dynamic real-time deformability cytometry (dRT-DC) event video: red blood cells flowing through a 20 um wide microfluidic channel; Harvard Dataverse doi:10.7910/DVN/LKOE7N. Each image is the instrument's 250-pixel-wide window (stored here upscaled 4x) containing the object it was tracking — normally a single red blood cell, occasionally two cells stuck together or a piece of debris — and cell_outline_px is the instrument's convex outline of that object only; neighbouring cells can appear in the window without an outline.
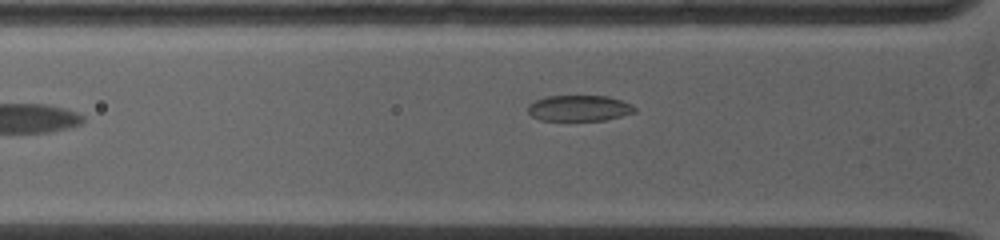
{"species": "common noctule bat (a hibernating species)", "species_latin": "Nyctalus noctula", "temperature_condition": "warm", "stored_images_in_passage": 5, "segment_of_instrument_passage": [2, 2], "camera_frame_rate_fps": 5000, "um_per_image_px": 0.085, "animal": {"sex": "female", "body_mass_g": 19.0, "forearm_length_mm": 53.3}, "frame": {"image": 1, "passage_image": 5, "time_ms": 3.4, "image_size_px": [1000, 240], "cell_outline_px": [[636, 112], [604, 120], [540, 120], [532, 116], [528, 112], [528, 104], [544, 96], [608, 96], [632, 104], [636, 108]], "centroid_in_image_um": [49.22, 9.19], "position_along_channel_um": 76.6, "area_um2": 16.07}}